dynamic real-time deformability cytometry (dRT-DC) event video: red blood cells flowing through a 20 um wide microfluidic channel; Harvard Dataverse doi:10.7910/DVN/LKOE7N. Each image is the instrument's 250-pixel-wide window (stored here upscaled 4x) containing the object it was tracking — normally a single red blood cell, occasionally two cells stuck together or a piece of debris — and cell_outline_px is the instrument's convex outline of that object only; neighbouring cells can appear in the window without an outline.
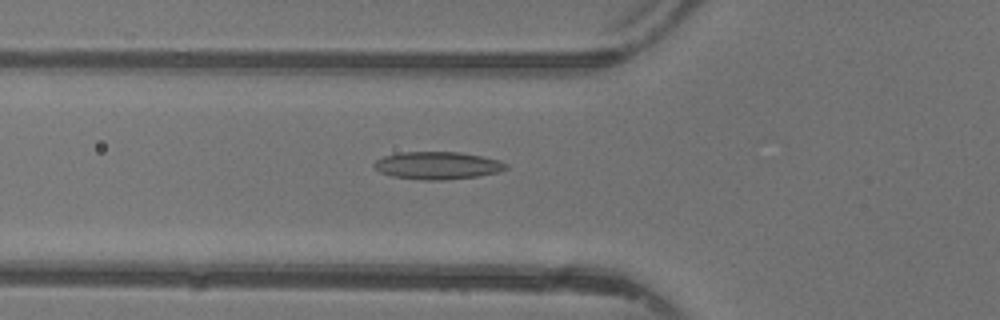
{"species": "common noctule bat (a hibernating species)", "species_latin": "Nyctalus noctula", "temperature_condition": "warm", "stored_images_in_passage": 48, "camera_frame_rate_fps": 3000, "um_per_image_px": 0.085, "animal": {"sex": "female"}, "frame": {"image": 1, "passage_image": 18, "time_ms": 5.667, "image_size_px": [1000, 320], "cell_outline_px": [[508, 168], [500, 172], [480, 176], [444, 180], [420, 180], [392, 176], [380, 172], [372, 164], [376, 160], [384, 156], [400, 152], [460, 152], [500, 160], [508, 164]], "centroid_in_image_um": [37.21, 14.07], "position_along_channel_um": 88.6, "area_um2": 21.33}}
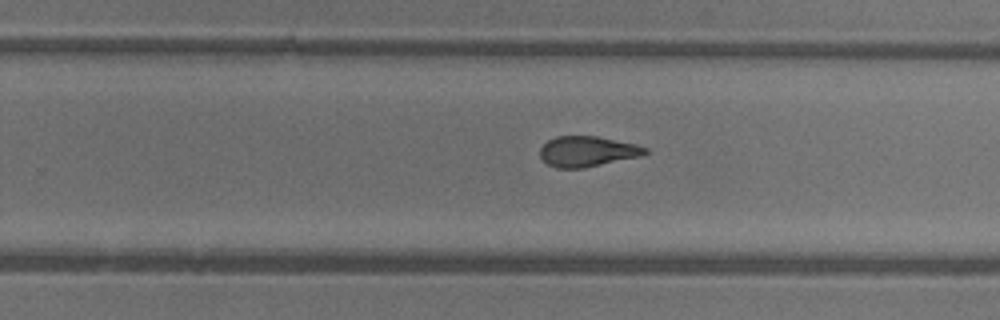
{"frame": {"image": 2, "passage_image": 31, "time_ms": 10.0, "image_size_px": [1000, 320], "cell_outline_px": [[648, 152], [640, 156], [584, 168], [556, 168], [548, 164], [540, 156], [540, 148], [548, 140], [556, 136], [596, 136], [636, 144], [648, 148]], "centroid_in_image_um": [49.92, 12.87], "position_along_channel_um": 279.9, "area_um2": 18.55}}
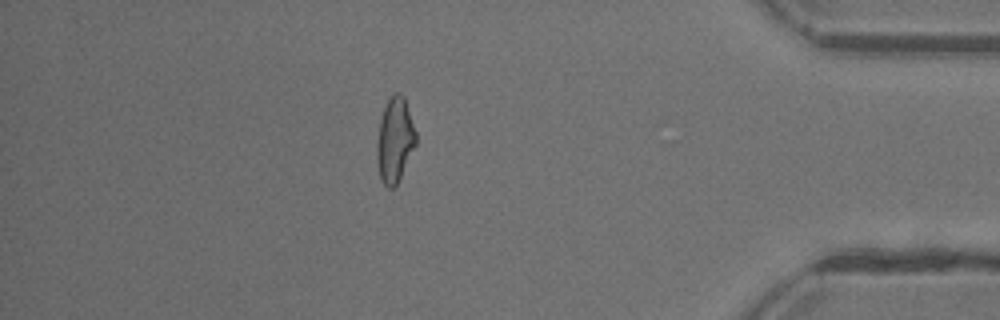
{"frame": {"image": 3, "passage_image": 42, "time_ms": 13.667, "image_size_px": [1000, 320], "cell_outline_px": [[416, 144], [396, 184], [392, 188], [388, 188], [380, 180], [376, 160], [376, 144], [380, 120], [384, 108], [392, 92], [400, 92], [404, 96], [416, 132]], "centroid_in_image_um": [33.54, 11.88], "position_along_channel_um": 401.7, "area_um2": 19.25}, "authors_computed_cell_mechanics": {"area_um2": 19.7965, "velocity_mm_per_s": 4.4053, "shape_relaxation_time_tau1_ms": null, "shape_relaxation_time_tau2_ms": 1.9464, "deformation_change_tau1": null, "deformation_change_tau2": 0.0976}}